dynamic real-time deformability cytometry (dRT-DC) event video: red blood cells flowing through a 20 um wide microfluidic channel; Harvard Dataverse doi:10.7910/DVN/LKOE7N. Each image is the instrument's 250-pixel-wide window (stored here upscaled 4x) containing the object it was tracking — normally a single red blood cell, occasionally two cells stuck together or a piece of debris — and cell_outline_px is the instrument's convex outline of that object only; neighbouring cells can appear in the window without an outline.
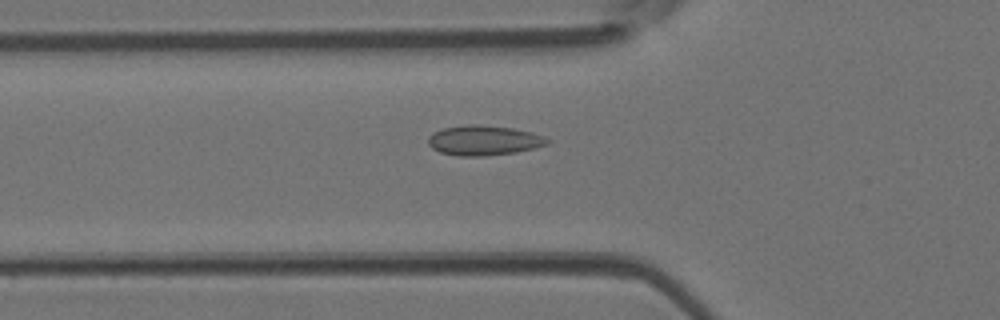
{"species": "Egyptian fruit bat (a non-hibernating species)", "species_latin": "Rousettus aegyptiacus", "temperature_condition": "room temperature", "stored_images_in_passage": 37, "camera_frame_rate_fps": 3000, "um_per_image_px": 0.085, "animal": {"sex": "female"}, "frame": {"image": 1, "passage_image": 8, "time_ms": 2.333, "image_size_px": [1000, 320], "cell_outline_px": [[552, 140], [548, 144], [516, 152], [484, 156], [460, 156], [440, 152], [432, 148], [428, 144], [428, 136], [432, 132], [444, 128], [468, 124], [480, 124], [512, 128], [532, 132], [544, 136]], "centroid_in_image_um": [41.12, 11.92], "position_along_channel_um": 84.7, "area_um2": 20.87}}
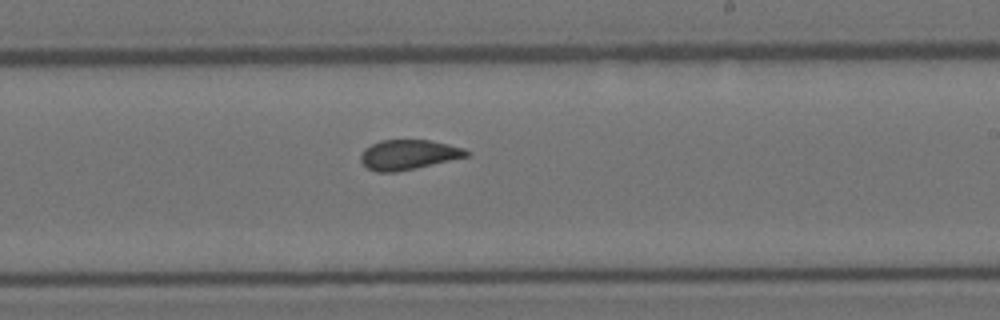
{"frame": {"image": 2, "passage_image": 20, "time_ms": 6.333, "image_size_px": [1000, 320], "cell_outline_px": [[468, 156], [416, 168], [396, 172], [376, 172], [368, 168], [360, 160], [360, 156], [364, 148], [380, 140], [428, 140], [448, 144], [464, 148], [468, 152]], "centroid_in_image_um": [34.68, 13.15], "position_along_channel_um": 254.3, "area_um2": 18.26}}
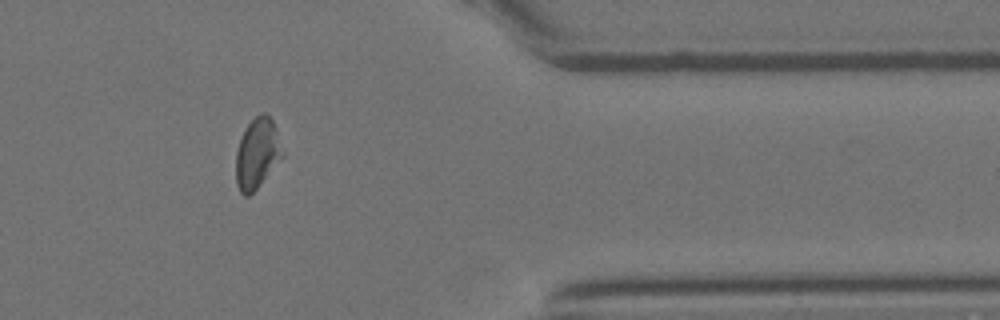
{"frame": {"image": 3, "passage_image": 31, "time_ms": 10.0, "image_size_px": [1000, 320], "cell_outline_px": [[284, 156], [256, 188], [248, 196], [244, 196], [240, 192], [236, 184], [236, 152], [240, 140], [248, 124], [256, 116], [264, 112], [272, 120], [276, 128], [284, 152]], "centroid_in_image_um": [21.87, 13.05], "position_along_channel_um": 389.5, "area_um2": 18.84}, "authors_computed_cell_mechanics": {"area_um2": 19.1896, "velocity_mm_per_s": 4.2292, "shape_relaxation_time_tau1_ms": null, "shape_relaxation_time_tau2_ms": 0.8735, "deformation_change_tau1": null, "deformation_change_tau2": 0.0576}}